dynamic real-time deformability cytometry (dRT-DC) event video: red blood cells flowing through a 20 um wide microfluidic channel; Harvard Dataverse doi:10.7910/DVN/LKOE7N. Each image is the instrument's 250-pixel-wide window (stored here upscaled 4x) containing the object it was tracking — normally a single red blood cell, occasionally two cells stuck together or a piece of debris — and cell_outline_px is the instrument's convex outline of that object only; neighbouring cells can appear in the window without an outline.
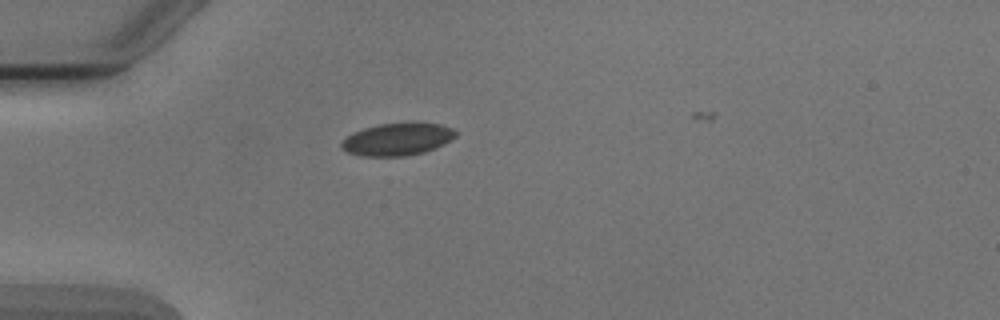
{"species": "Egyptian fruit bat (a non-hibernating species)", "species_latin": "Rousettus aegyptiacus", "temperature_condition": "cold", "stored_images_in_passage": 1, "camera_frame_rate_fps": 3000, "um_per_image_px": 0.085, "animal": {"sex": "male"}, "frame": {"image": 1, "passage_image": 1, "time_ms": 0.0, "image_size_px": [1000, 320], "cell_outline_px": [[460, 132], [456, 136], [444, 144], [436, 148], [424, 152], [408, 156], [360, 156], [348, 152], [340, 144], [348, 136], [364, 128], [380, 124], [412, 120], [416, 120], [440, 124], [452, 128]], "centroid_in_image_um": [33.88, 11.8], "position_along_channel_um": 51.1, "area_um2": 22.08}}